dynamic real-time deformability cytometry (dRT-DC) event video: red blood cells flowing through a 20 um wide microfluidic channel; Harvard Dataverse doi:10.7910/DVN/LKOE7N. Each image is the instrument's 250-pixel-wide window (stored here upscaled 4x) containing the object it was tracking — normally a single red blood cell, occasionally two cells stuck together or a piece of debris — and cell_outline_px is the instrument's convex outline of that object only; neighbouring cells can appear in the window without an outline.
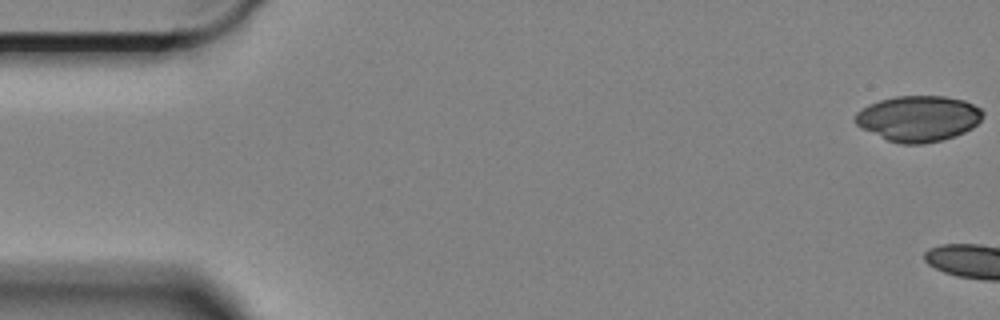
{"species": "Egyptian fruit bat (a non-hibernating species)", "species_latin": "Rousettus aegyptiacus", "temperature_condition": "cold", "stored_images_in_passage": 13, "camera_frame_rate_fps": 3000, "um_per_image_px": 0.085, "animal": {"sex": "female"}, "frame": {"image": 1, "passage_image": 1, "time_ms": 0.0, "image_size_px": [1000, 320], "cell_outline_px": [[984, 112], [980, 120], [972, 128], [956, 136], [924, 144], [900, 144], [888, 140], [856, 124], [852, 120], [856, 112], [868, 104], [880, 100], [896, 96], [944, 96], [964, 100], [980, 108]], "centroid_in_image_um": [78.06, 10.07], "position_along_channel_um": 6.9, "area_um2": 33.93}}